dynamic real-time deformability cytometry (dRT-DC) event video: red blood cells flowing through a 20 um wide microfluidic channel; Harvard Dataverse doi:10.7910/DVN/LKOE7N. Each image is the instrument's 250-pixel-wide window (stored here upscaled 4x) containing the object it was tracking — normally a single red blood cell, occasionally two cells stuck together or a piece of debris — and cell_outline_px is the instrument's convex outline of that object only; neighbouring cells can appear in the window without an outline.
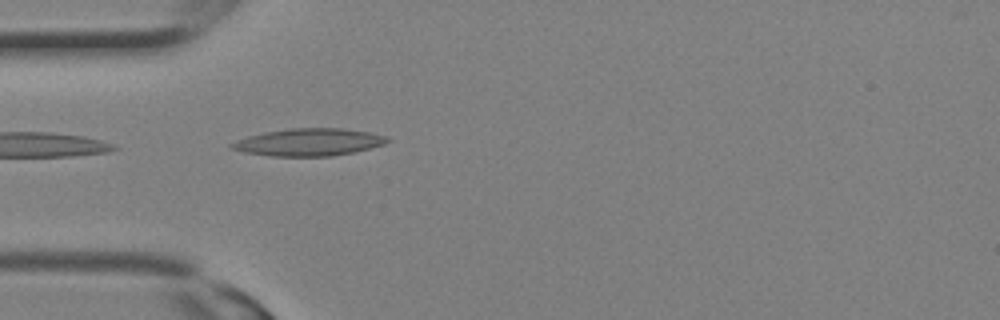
{"species": "Egyptian fruit bat (a non-hibernating species)", "species_latin": "Rousettus aegyptiacus", "temperature_condition": "room temperature", "stored_images_in_passage": 9, "camera_frame_rate_fps": 3000, "um_per_image_px": 0.085, "animal": {"sex": "female"}, "frame": {"image": 1, "passage_image": 9, "time_ms": 2.667, "image_size_px": [1000, 320], "cell_outline_px": [[392, 140], [384, 144], [352, 152], [332, 156], [272, 156], [244, 152], [228, 148], [228, 144], [236, 140], [248, 136], [288, 128], [344, 128], [368, 132], [388, 136]], "centroid_in_image_um": [26.24, 12.08], "position_along_channel_um": 58.8, "area_um2": 24.8}}